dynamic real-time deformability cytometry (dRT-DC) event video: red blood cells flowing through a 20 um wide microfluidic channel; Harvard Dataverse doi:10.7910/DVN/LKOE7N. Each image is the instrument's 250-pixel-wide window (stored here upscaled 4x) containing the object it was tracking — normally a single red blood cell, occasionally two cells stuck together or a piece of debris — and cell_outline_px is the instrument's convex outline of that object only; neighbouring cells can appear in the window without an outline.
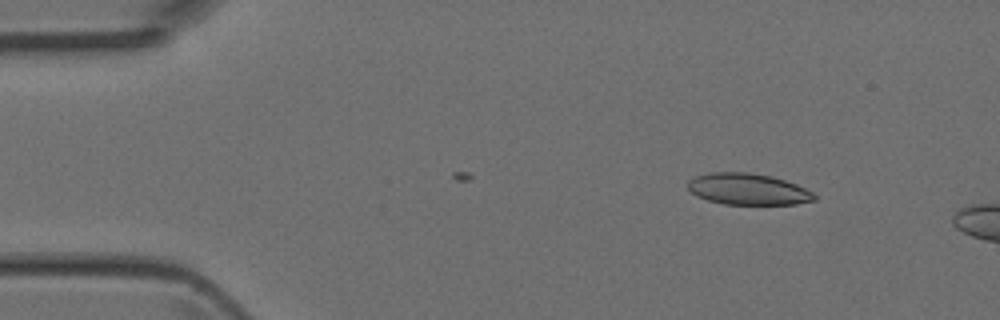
{"species": "Egyptian fruit bat (a non-hibernating species)", "species_latin": "Rousettus aegyptiacus", "temperature_condition": "room temperature", "stored_images_in_passage": 5, "camera_frame_rate_fps": 3000, "um_per_image_px": 0.085, "animal": {"sex": "female"}, "frame": {"image": 1, "passage_image": 1, "time_ms": 0.0, "image_size_px": [1000, 320], "cell_outline_px": [[816, 200], [796, 204], [724, 204], [708, 200], [696, 196], [688, 188], [688, 180], [696, 176], [712, 172], [748, 172], [772, 176], [796, 184], [812, 192], [816, 196]], "centroid_in_image_um": [63.57, 16.07], "position_along_channel_um": 21.4, "area_um2": 23.06}}